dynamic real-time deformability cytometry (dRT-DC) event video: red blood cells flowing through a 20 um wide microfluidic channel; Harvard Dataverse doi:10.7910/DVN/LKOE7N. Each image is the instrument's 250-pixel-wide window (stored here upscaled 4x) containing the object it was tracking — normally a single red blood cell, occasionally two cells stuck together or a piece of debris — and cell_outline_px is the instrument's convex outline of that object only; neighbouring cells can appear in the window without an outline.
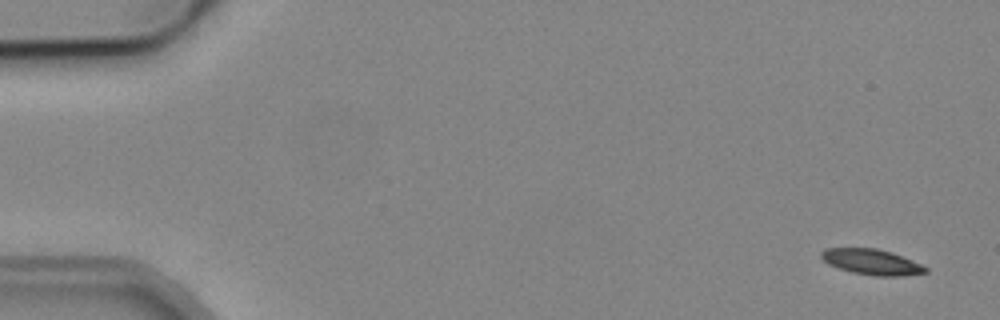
{"species": "common noctule bat (a hibernating species)", "species_latin": "Nyctalus noctula", "temperature_condition": "cold", "stored_images_in_passage": 5, "camera_frame_rate_fps": 3000, "um_per_image_px": 0.085, "animal": {"sex": "male", "body_mass_g": 19.2, "forearm_length_mm": 51.8}, "frame": {"image": 1, "passage_image": 1, "time_ms": 0.0, "image_size_px": [1000, 320], "cell_outline_px": [[928, 272], [900, 276], [876, 276], [852, 272], [828, 264], [820, 256], [820, 252], [824, 248], [876, 248], [892, 252], [912, 260], [928, 268]], "centroid_in_image_um": [74.09, 22.26], "position_along_channel_um": 10.9, "area_um2": 15.49}}
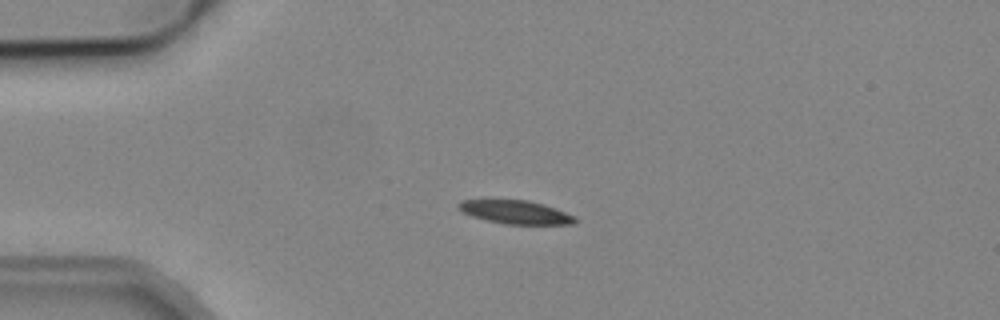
{"frame": {"image": 2, "passage_image": 4, "time_ms": 3.667, "image_size_px": [1000, 320], "cell_outline_px": [[576, 224], [504, 224], [472, 216], [460, 212], [456, 204], [464, 200], [528, 200], [544, 204], [576, 216]], "centroid_in_image_um": [43.83, 18.03], "position_along_channel_um": 41.2, "area_um2": 15.9}}